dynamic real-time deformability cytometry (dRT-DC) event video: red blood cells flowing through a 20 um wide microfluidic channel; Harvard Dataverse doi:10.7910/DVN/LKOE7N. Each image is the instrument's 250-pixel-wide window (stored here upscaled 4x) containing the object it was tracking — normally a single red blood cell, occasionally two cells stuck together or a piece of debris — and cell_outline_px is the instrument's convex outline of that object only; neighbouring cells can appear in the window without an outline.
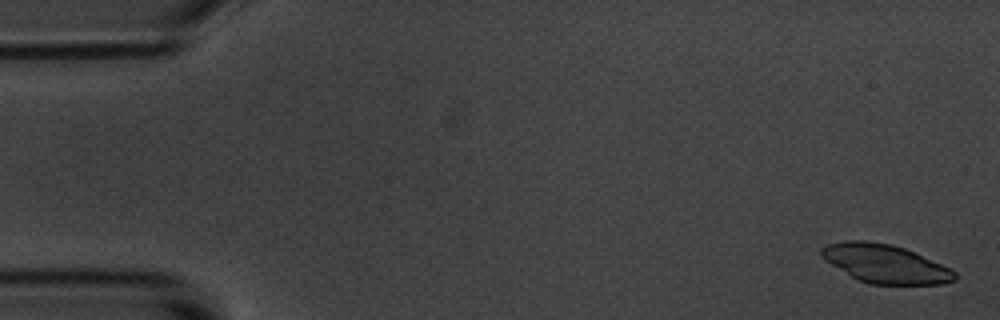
{"species": "common noctule bat (a hibernating species)", "species_latin": "Nyctalus noctula", "temperature_condition": "room temperature", "stored_images_in_passage": 55, "camera_frame_rate_fps": 3000, "um_per_image_px": 0.085, "animal": {"sex": "male", "body_mass_g": 20.1, "forearm_length_mm": 53.5}, "frame": {"image": 1, "passage_image": 2, "time_ms": 0.333, "image_size_px": [1000, 320], "cell_outline_px": [[956, 280], [944, 284], [868, 284], [852, 276], [824, 260], [820, 256], [820, 248], [828, 244], [844, 240], [868, 240], [892, 244], [916, 252], [952, 268], [956, 272]], "centroid_in_image_um": [75.27, 22.4], "position_along_channel_um": 9.7, "area_um2": 30.23}}